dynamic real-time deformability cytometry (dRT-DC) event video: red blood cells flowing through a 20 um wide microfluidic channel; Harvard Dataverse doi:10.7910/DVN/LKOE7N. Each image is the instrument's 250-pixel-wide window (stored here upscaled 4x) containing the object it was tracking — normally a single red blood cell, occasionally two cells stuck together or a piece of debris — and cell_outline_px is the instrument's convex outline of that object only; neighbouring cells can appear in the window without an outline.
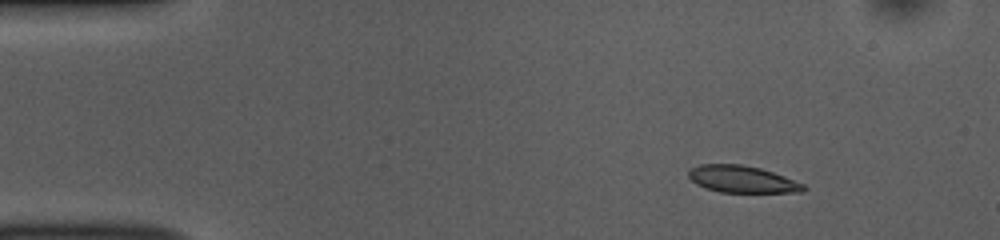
{"species": "common noctule bat (a hibernating species)", "species_latin": "Nyctalus noctula", "temperature_condition": "room temperature", "stored_images_in_passage": 46, "camera_frame_rate_fps": 3000, "um_per_image_px": 0.085, "animal": {"sex": "female", "body_mass_g": 10.0, "forearm_length_mm": 53.1}, "frame": {"image": 1, "passage_image": 1, "time_ms": 0.0, "image_size_px": [1000, 240], "cell_outline_px": [[808, 188], [804, 192], [720, 192], [696, 184], [688, 176], [688, 172], [692, 168], [700, 164], [740, 164], [760, 168], [784, 176], [804, 184]], "centroid_in_image_um": [63.1, 15.23], "position_along_channel_um": 21.9, "area_um2": 17.92}}
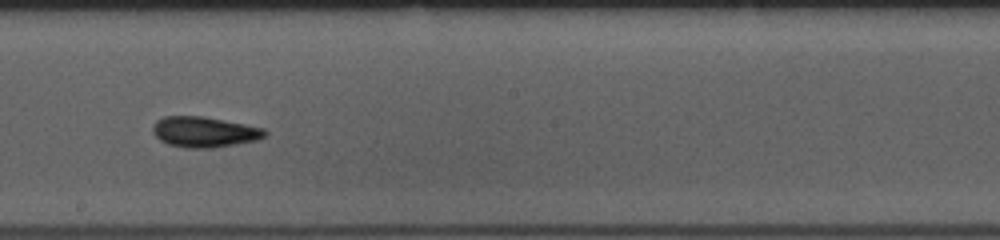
{"frame": {"image": 2, "passage_image": 23, "time_ms": 7.333, "image_size_px": [1000, 240], "cell_outline_px": [[268, 132], [264, 136], [256, 140], [212, 148], [184, 148], [168, 144], [160, 140], [152, 132], [152, 124], [156, 120], [164, 116], [204, 116], [264, 128]], "centroid_in_image_um": [17.32, 11.21], "position_along_channel_um": 230.9, "area_um2": 20.0}}
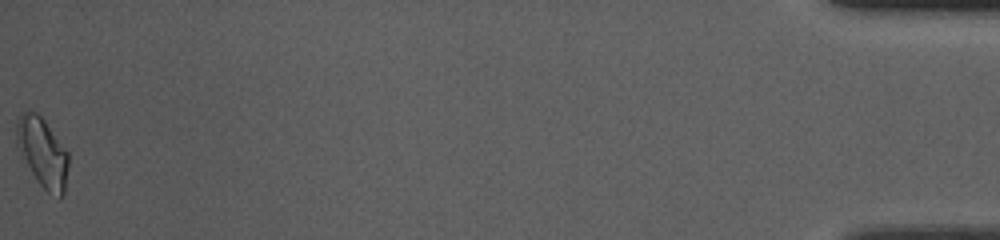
{"frame": {"image": 3, "passage_image": 46, "time_ms": 15.0, "image_size_px": [1000, 240], "cell_outline_px": [[68, 164], [64, 196], [60, 200], [48, 192], [40, 184], [32, 172], [16, 144], [16, 120], [20, 112], [36, 112], [44, 120], [68, 152]], "centroid_in_image_um": [3.63, 12.97], "position_along_channel_um": 431.6, "area_um2": 20.75}, "authors_computed_cell_mechanics": {"area_um2": 18.9873, "velocity_mm_per_s": 3.8835, "shape_relaxation_time_tau1_ms": 7.7418, "shape_relaxation_time_tau2_ms": 3.3974, "deformation_change_tau1": 0.142, "deformation_change_tau2": 0.0913}}